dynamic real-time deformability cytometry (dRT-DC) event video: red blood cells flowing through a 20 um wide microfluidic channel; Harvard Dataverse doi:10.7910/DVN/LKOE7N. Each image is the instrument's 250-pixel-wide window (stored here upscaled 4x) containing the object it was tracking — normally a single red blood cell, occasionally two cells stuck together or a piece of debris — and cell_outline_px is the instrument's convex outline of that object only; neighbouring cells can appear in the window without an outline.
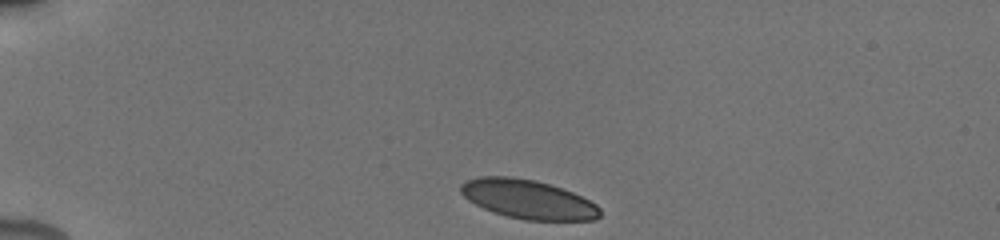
{"species": "human", "species_latin": "Homo sapiens", "temperature_condition": "cold", "stored_images_in_passage": 9, "camera_frame_rate_fps": 3000, "um_per_image_px": 0.085, "donor": {"sex": "male"}, "frame": {"image": 1, "passage_image": 1, "time_ms": 0.0, "image_size_px": [1000, 240], "cell_outline_px": [[600, 216], [596, 220], [524, 220], [508, 216], [484, 208], [468, 200], [460, 192], [460, 184], [468, 180], [480, 176], [512, 176], [536, 180], [572, 192], [596, 204], [600, 208]], "centroid_in_image_um": [44.88, 16.93], "position_along_channel_um": 40.1, "area_um2": 31.44}}